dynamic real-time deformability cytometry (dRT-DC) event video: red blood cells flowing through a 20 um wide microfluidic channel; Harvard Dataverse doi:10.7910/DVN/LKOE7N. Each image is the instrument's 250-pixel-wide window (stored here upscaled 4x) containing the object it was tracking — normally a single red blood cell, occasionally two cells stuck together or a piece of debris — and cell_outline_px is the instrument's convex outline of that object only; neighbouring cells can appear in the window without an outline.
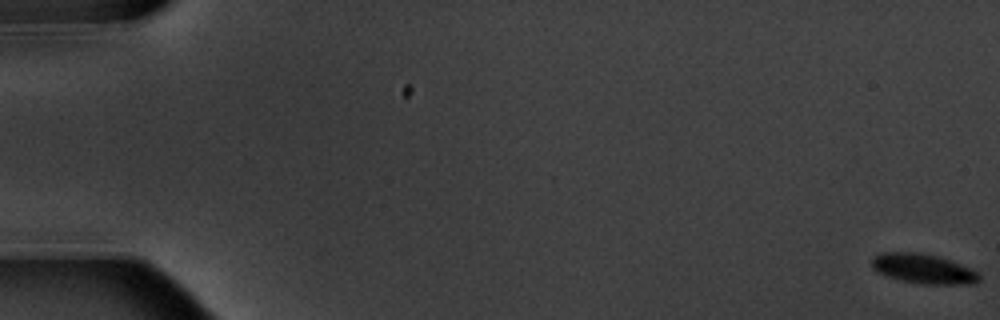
{"species": "common noctule bat (a hibernating species)", "species_latin": "Nyctalus noctula", "temperature_condition": "warm", "stored_images_in_passage": 7, "camera_frame_rate_fps": 3000, "um_per_image_px": 0.085, "animal": {"sex": "male", "body_mass_g": 20.1, "forearm_length_mm": 53.5}, "frame": {"image": 1, "passage_image": 1, "time_ms": 0.0, "image_size_px": [1000, 320], "cell_outline_px": [[980, 280], [976, 284], [920, 284], [900, 280], [888, 276], [872, 268], [872, 256], [880, 252], [916, 252], [936, 256], [948, 260], [980, 272]], "centroid_in_image_um": [78.48, 22.85], "position_along_channel_um": 6.5, "area_um2": 18.55}}
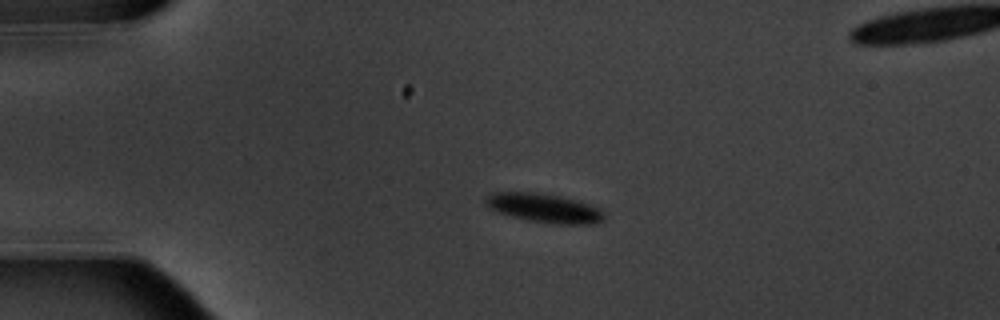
{"frame": {"image": 2, "passage_image": 5, "time_ms": 4.667, "image_size_px": [1000, 320], "cell_outline_px": [[604, 220], [596, 224], [556, 224], [528, 220], [496, 212], [488, 208], [484, 204], [484, 196], [492, 192], [536, 192], [560, 196], [576, 200], [600, 208], [604, 212]], "centroid_in_image_um": [46.22, 17.68], "position_along_channel_um": 38.8, "area_um2": 20.29}}